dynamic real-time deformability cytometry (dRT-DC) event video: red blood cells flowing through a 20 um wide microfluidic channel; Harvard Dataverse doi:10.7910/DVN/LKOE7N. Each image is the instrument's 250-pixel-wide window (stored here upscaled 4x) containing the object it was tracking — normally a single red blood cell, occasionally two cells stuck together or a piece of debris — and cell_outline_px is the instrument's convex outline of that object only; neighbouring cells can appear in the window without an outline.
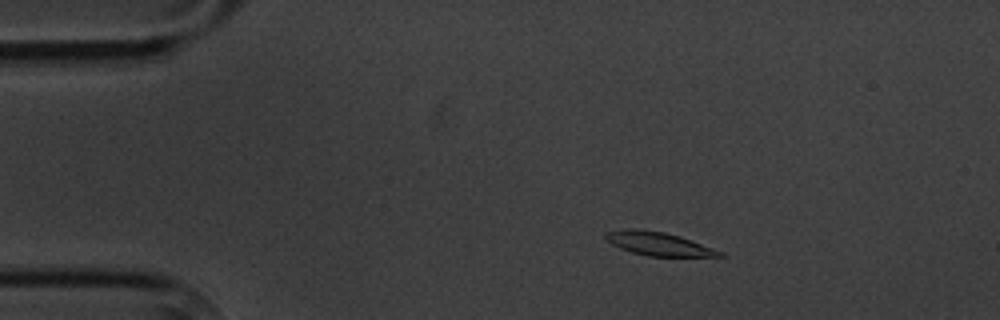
{"species": "common noctule bat (a hibernating species)", "species_latin": "Nyctalus noctula", "temperature_condition": "cold", "stored_images_in_passage": 5, "camera_frame_rate_fps": 3000, "um_per_image_px": 0.085, "animal": {"sex": "male", "body_mass_g": 20.1, "forearm_length_mm": 53.5}, "frame": {"image": 1, "passage_image": 3, "time_ms": 2.333, "image_size_px": [1000, 320], "cell_outline_px": [[728, 256], [648, 256], [632, 252], [620, 248], [612, 244], [604, 236], [604, 232], [632, 228], [636, 228], [664, 232], [680, 236], [724, 252]], "centroid_in_image_um": [55.98, 20.72], "position_along_channel_um": 29.0, "area_um2": 15.49}}